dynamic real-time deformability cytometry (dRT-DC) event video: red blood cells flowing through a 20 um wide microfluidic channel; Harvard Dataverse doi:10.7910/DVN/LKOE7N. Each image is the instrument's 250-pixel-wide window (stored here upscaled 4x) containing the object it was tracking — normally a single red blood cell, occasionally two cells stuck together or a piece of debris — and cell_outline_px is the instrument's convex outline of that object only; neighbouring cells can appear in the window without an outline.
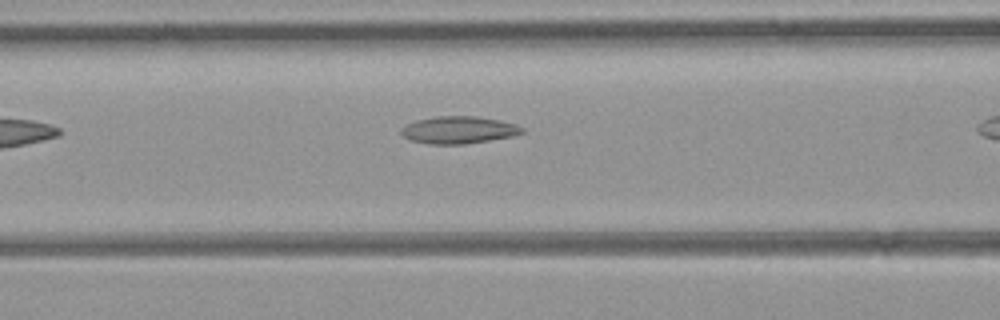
{"species": "common noctule bat (a hibernating species)", "species_latin": "Nyctalus noctula", "temperature_condition": "room temperature", "stored_images_in_passage": 28, "camera_frame_rate_fps": 3000, "um_per_image_px": 0.085, "animal": {"sex": "female", "body_mass_g": 21.9}, "frame": {"image": 1, "passage_image": 5, "time_ms": 1.333, "image_size_px": [1000, 320], "cell_outline_px": [[524, 132], [512, 136], [464, 144], [428, 144], [412, 140], [404, 136], [400, 132], [400, 128], [416, 120], [436, 116], [476, 116], [500, 120], [516, 124], [524, 128]], "centroid_in_image_um": [38.99, 11.04], "position_along_channel_um": 127.6, "area_um2": 19.13}, "authors_computed_cell_mechanics": {"area_um2": 18.2648, "velocity_mm_per_s": 4.4759, "shape_relaxation_time_tau1_ms": null, "shape_relaxation_time_tau2_ms": 2.4351, "deformation_change_tau1": null, "deformation_change_tau2": 0.0583}}